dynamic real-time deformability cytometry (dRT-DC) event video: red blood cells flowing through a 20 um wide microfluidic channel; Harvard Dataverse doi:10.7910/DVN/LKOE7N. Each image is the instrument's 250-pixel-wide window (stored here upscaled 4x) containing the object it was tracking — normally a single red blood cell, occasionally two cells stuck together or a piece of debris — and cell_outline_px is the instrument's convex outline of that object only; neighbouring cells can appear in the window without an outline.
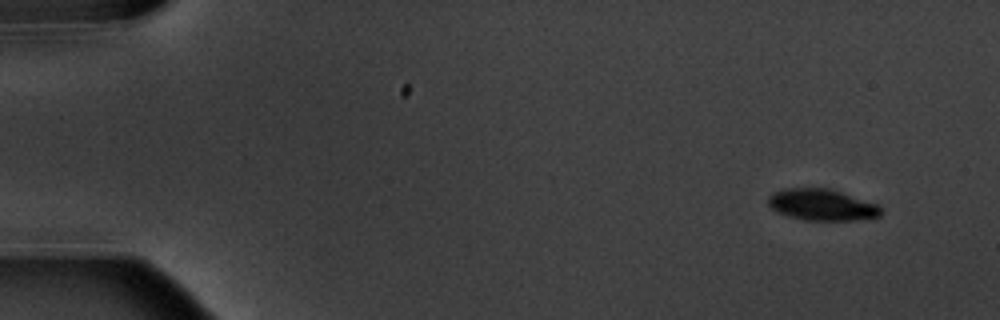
{"species": "common noctule bat (a hibernating species)", "species_latin": "Nyctalus noctula", "temperature_condition": "warm", "stored_images_in_passage": 10, "camera_frame_rate_fps": 3000, "um_per_image_px": 0.085, "animal": {"sex": "male", "body_mass_g": 20.1, "forearm_length_mm": 53.5}, "frame": {"image": 1, "passage_image": 1, "time_ms": 0.0, "image_size_px": [1000, 320], "cell_outline_px": [[880, 216], [852, 220], [804, 220], [788, 216], [776, 212], [768, 204], [768, 196], [772, 192], [784, 188], [828, 188], [880, 204]], "centroid_in_image_um": [69.83, 17.4], "position_along_channel_um": 15.2, "area_um2": 20.69}}
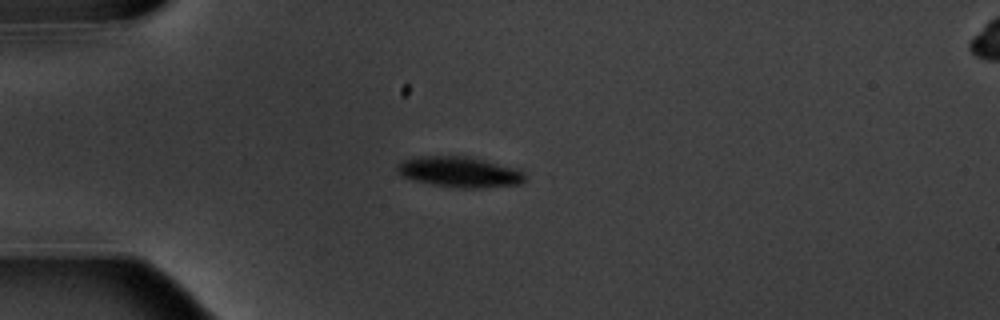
{"frame": {"image": 2, "passage_image": 4, "time_ms": 3.667, "image_size_px": [1000, 320], "cell_outline_px": [[524, 180], [520, 184], [480, 188], [460, 188], [432, 184], [412, 180], [400, 176], [396, 172], [396, 164], [412, 156], [468, 156], [516, 168], [524, 172]], "centroid_in_image_um": [38.99, 14.61], "position_along_channel_um": 46.0, "area_um2": 22.95}}